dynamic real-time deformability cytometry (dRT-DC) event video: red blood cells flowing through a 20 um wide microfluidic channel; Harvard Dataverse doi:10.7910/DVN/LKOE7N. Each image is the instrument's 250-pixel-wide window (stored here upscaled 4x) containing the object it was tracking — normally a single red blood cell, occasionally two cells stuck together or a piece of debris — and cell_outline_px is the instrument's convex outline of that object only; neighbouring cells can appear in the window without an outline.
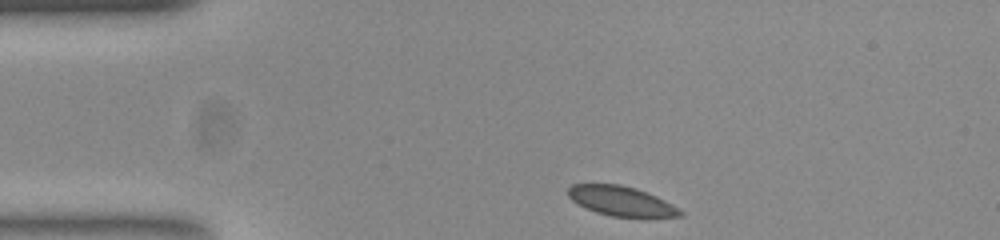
{"species": "common noctule bat (a hibernating species)", "species_latin": "Nyctalus noctula", "temperature_condition": "room temperature", "stored_images_in_passage": 36, "camera_frame_rate_fps": 3000, "um_per_image_px": 0.085, "animal": {"sex": "female", "body_mass_g": 23.0, "forearm_length_mm": 53.4}, "frame": {"image": 1, "passage_image": 1, "time_ms": 0.0, "image_size_px": [1000, 240], "cell_outline_px": [[684, 216], [648, 220], [644, 220], [612, 216], [596, 212], [572, 200], [568, 196], [568, 188], [572, 184], [620, 184], [636, 188], [656, 196], [672, 204], [684, 212]], "centroid_in_image_um": [52.92, 17.15], "position_along_channel_um": 32.1, "area_um2": 20.06}}
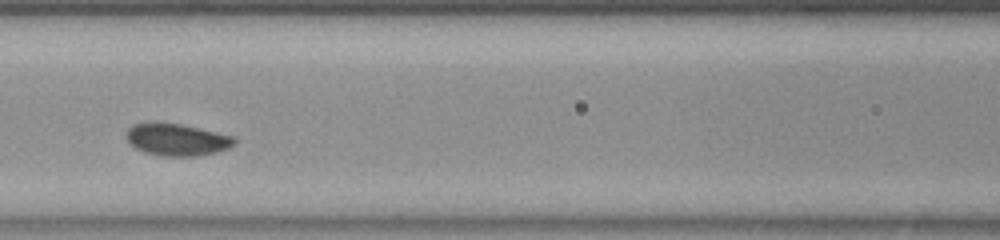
{"frame": {"image": 2, "passage_image": 14, "time_ms": 4.333, "image_size_px": [1000, 240], "cell_outline_px": [[236, 144], [228, 148], [216, 152], [196, 156], [164, 156], [144, 152], [136, 148], [124, 136], [124, 132], [132, 124], [152, 120], [180, 124], [236, 136]], "centroid_in_image_um": [15.0, 11.83], "position_along_channel_um": 151.6, "area_um2": 20.69}}
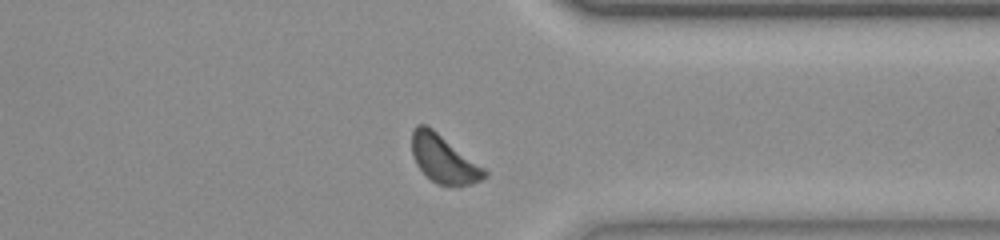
{"frame": {"image": 3, "passage_image": 32, "time_ms": 10.333, "image_size_px": [1000, 240], "cell_outline_px": [[488, 176], [472, 184], [460, 188], [436, 184], [416, 164], [412, 156], [412, 128], [416, 124], [428, 124], [484, 168], [488, 172]], "centroid_in_image_um": [37.71, 13.52], "position_along_channel_um": 373.7, "area_um2": 20.58}, "authors_computed_cell_mechanics": {"area_um2": 20.1433, "velocity_mm_per_s": 3.7807, "shape_relaxation_time_tau1_ms": 2.2228, "shape_relaxation_time_tau2_ms": null, "deformation_change_tau1": 0.0726, "deformation_change_tau2": null}}